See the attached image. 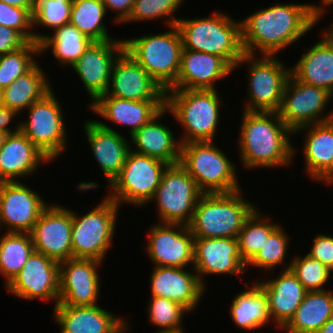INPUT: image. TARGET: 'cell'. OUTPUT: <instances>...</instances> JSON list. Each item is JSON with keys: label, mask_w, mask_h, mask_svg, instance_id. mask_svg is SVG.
<instances>
[{"label": "cell", "mask_w": 333, "mask_h": 333, "mask_svg": "<svg viewBox=\"0 0 333 333\" xmlns=\"http://www.w3.org/2000/svg\"><path fill=\"white\" fill-rule=\"evenodd\" d=\"M49 79L37 62L28 72L1 90V105L14 109L21 115V112L53 89Z\"/></svg>", "instance_id": "cell-33"}, {"label": "cell", "mask_w": 333, "mask_h": 333, "mask_svg": "<svg viewBox=\"0 0 333 333\" xmlns=\"http://www.w3.org/2000/svg\"><path fill=\"white\" fill-rule=\"evenodd\" d=\"M318 333H333V316L324 323Z\"/></svg>", "instance_id": "cell-52"}, {"label": "cell", "mask_w": 333, "mask_h": 333, "mask_svg": "<svg viewBox=\"0 0 333 333\" xmlns=\"http://www.w3.org/2000/svg\"><path fill=\"white\" fill-rule=\"evenodd\" d=\"M43 163L48 165L52 161L21 131L8 134L0 150V182H15L19 181L18 178L30 177Z\"/></svg>", "instance_id": "cell-29"}, {"label": "cell", "mask_w": 333, "mask_h": 333, "mask_svg": "<svg viewBox=\"0 0 333 333\" xmlns=\"http://www.w3.org/2000/svg\"><path fill=\"white\" fill-rule=\"evenodd\" d=\"M331 185L333 186V180L330 182V184L328 186H331Z\"/></svg>", "instance_id": "cell-57"}, {"label": "cell", "mask_w": 333, "mask_h": 333, "mask_svg": "<svg viewBox=\"0 0 333 333\" xmlns=\"http://www.w3.org/2000/svg\"><path fill=\"white\" fill-rule=\"evenodd\" d=\"M233 71L220 56L182 49L179 74L168 89H217V81L226 79Z\"/></svg>", "instance_id": "cell-25"}, {"label": "cell", "mask_w": 333, "mask_h": 333, "mask_svg": "<svg viewBox=\"0 0 333 333\" xmlns=\"http://www.w3.org/2000/svg\"><path fill=\"white\" fill-rule=\"evenodd\" d=\"M88 105L90 111L102 119L116 123L117 126H129L130 137L165 107V100L135 101L103 94Z\"/></svg>", "instance_id": "cell-27"}, {"label": "cell", "mask_w": 333, "mask_h": 333, "mask_svg": "<svg viewBox=\"0 0 333 333\" xmlns=\"http://www.w3.org/2000/svg\"><path fill=\"white\" fill-rule=\"evenodd\" d=\"M169 114L164 107L154 118L130 136L131 150L164 161L168 165L180 163L181 142L175 132L161 119ZM160 121V122H159ZM175 135V136H174ZM135 146V147H134ZM135 149H134V148Z\"/></svg>", "instance_id": "cell-28"}, {"label": "cell", "mask_w": 333, "mask_h": 333, "mask_svg": "<svg viewBox=\"0 0 333 333\" xmlns=\"http://www.w3.org/2000/svg\"><path fill=\"white\" fill-rule=\"evenodd\" d=\"M214 141L181 145L180 164L203 194L231 193L242 189L235 163Z\"/></svg>", "instance_id": "cell-7"}, {"label": "cell", "mask_w": 333, "mask_h": 333, "mask_svg": "<svg viewBox=\"0 0 333 333\" xmlns=\"http://www.w3.org/2000/svg\"><path fill=\"white\" fill-rule=\"evenodd\" d=\"M167 166L162 160L130 150L120 174L107 188V197L120 207L124 204L145 207L153 198Z\"/></svg>", "instance_id": "cell-10"}, {"label": "cell", "mask_w": 333, "mask_h": 333, "mask_svg": "<svg viewBox=\"0 0 333 333\" xmlns=\"http://www.w3.org/2000/svg\"><path fill=\"white\" fill-rule=\"evenodd\" d=\"M28 41L16 30L0 25V55L23 47Z\"/></svg>", "instance_id": "cell-47"}, {"label": "cell", "mask_w": 333, "mask_h": 333, "mask_svg": "<svg viewBox=\"0 0 333 333\" xmlns=\"http://www.w3.org/2000/svg\"><path fill=\"white\" fill-rule=\"evenodd\" d=\"M107 13L102 0H73L69 23L92 41L116 39L104 23Z\"/></svg>", "instance_id": "cell-37"}, {"label": "cell", "mask_w": 333, "mask_h": 333, "mask_svg": "<svg viewBox=\"0 0 333 333\" xmlns=\"http://www.w3.org/2000/svg\"><path fill=\"white\" fill-rule=\"evenodd\" d=\"M243 190L202 194L188 227L194 238H237L246 219L257 208Z\"/></svg>", "instance_id": "cell-5"}, {"label": "cell", "mask_w": 333, "mask_h": 333, "mask_svg": "<svg viewBox=\"0 0 333 333\" xmlns=\"http://www.w3.org/2000/svg\"><path fill=\"white\" fill-rule=\"evenodd\" d=\"M321 3V4H320ZM318 5L311 3V9L313 12L314 17L316 18V20L319 22L326 14L327 10L331 7V5L333 6V0H321ZM328 7V9H327Z\"/></svg>", "instance_id": "cell-50"}, {"label": "cell", "mask_w": 333, "mask_h": 333, "mask_svg": "<svg viewBox=\"0 0 333 333\" xmlns=\"http://www.w3.org/2000/svg\"><path fill=\"white\" fill-rule=\"evenodd\" d=\"M149 280L150 296L177 302L191 314L206 293L194 268L153 266Z\"/></svg>", "instance_id": "cell-24"}, {"label": "cell", "mask_w": 333, "mask_h": 333, "mask_svg": "<svg viewBox=\"0 0 333 333\" xmlns=\"http://www.w3.org/2000/svg\"><path fill=\"white\" fill-rule=\"evenodd\" d=\"M330 102L328 90L302 83L290 74L277 113L294 133L299 128L330 121L331 113L327 109Z\"/></svg>", "instance_id": "cell-13"}, {"label": "cell", "mask_w": 333, "mask_h": 333, "mask_svg": "<svg viewBox=\"0 0 333 333\" xmlns=\"http://www.w3.org/2000/svg\"><path fill=\"white\" fill-rule=\"evenodd\" d=\"M219 93L218 89L165 91V108L183 129L182 136L178 137L181 144L215 141L223 105Z\"/></svg>", "instance_id": "cell-3"}, {"label": "cell", "mask_w": 333, "mask_h": 333, "mask_svg": "<svg viewBox=\"0 0 333 333\" xmlns=\"http://www.w3.org/2000/svg\"><path fill=\"white\" fill-rule=\"evenodd\" d=\"M19 299L59 303V262L33 251L20 272L5 287Z\"/></svg>", "instance_id": "cell-16"}, {"label": "cell", "mask_w": 333, "mask_h": 333, "mask_svg": "<svg viewBox=\"0 0 333 333\" xmlns=\"http://www.w3.org/2000/svg\"><path fill=\"white\" fill-rule=\"evenodd\" d=\"M261 57V58H260ZM279 56L244 54L234 71L247 65L248 89L244 111L277 112L280 108L284 87L291 74ZM237 67V68H236ZM249 71V72H248Z\"/></svg>", "instance_id": "cell-9"}, {"label": "cell", "mask_w": 333, "mask_h": 333, "mask_svg": "<svg viewBox=\"0 0 333 333\" xmlns=\"http://www.w3.org/2000/svg\"><path fill=\"white\" fill-rule=\"evenodd\" d=\"M8 5L28 9L32 14L34 12L35 0H0Z\"/></svg>", "instance_id": "cell-51"}, {"label": "cell", "mask_w": 333, "mask_h": 333, "mask_svg": "<svg viewBox=\"0 0 333 333\" xmlns=\"http://www.w3.org/2000/svg\"><path fill=\"white\" fill-rule=\"evenodd\" d=\"M331 94V103L333 104V91L330 93ZM331 113V121H333V110H330Z\"/></svg>", "instance_id": "cell-54"}, {"label": "cell", "mask_w": 333, "mask_h": 333, "mask_svg": "<svg viewBox=\"0 0 333 333\" xmlns=\"http://www.w3.org/2000/svg\"><path fill=\"white\" fill-rule=\"evenodd\" d=\"M20 181L0 182V231L30 233L49 205L43 196Z\"/></svg>", "instance_id": "cell-15"}, {"label": "cell", "mask_w": 333, "mask_h": 333, "mask_svg": "<svg viewBox=\"0 0 333 333\" xmlns=\"http://www.w3.org/2000/svg\"><path fill=\"white\" fill-rule=\"evenodd\" d=\"M40 43L28 41L23 47L0 55V90L28 72L39 60Z\"/></svg>", "instance_id": "cell-40"}, {"label": "cell", "mask_w": 333, "mask_h": 333, "mask_svg": "<svg viewBox=\"0 0 333 333\" xmlns=\"http://www.w3.org/2000/svg\"><path fill=\"white\" fill-rule=\"evenodd\" d=\"M242 112L237 148L244 169H275L292 165L298 152L290 141L294 133L278 113Z\"/></svg>", "instance_id": "cell-2"}, {"label": "cell", "mask_w": 333, "mask_h": 333, "mask_svg": "<svg viewBox=\"0 0 333 333\" xmlns=\"http://www.w3.org/2000/svg\"><path fill=\"white\" fill-rule=\"evenodd\" d=\"M302 132L306 176L328 186L333 180V121L299 128L294 135Z\"/></svg>", "instance_id": "cell-26"}, {"label": "cell", "mask_w": 333, "mask_h": 333, "mask_svg": "<svg viewBox=\"0 0 333 333\" xmlns=\"http://www.w3.org/2000/svg\"><path fill=\"white\" fill-rule=\"evenodd\" d=\"M83 124L92 156L109 186L122 170L131 150L130 140L103 121L88 119Z\"/></svg>", "instance_id": "cell-21"}, {"label": "cell", "mask_w": 333, "mask_h": 333, "mask_svg": "<svg viewBox=\"0 0 333 333\" xmlns=\"http://www.w3.org/2000/svg\"><path fill=\"white\" fill-rule=\"evenodd\" d=\"M106 11L113 12L115 16L113 17V22L122 25L130 16L134 0H102Z\"/></svg>", "instance_id": "cell-48"}, {"label": "cell", "mask_w": 333, "mask_h": 333, "mask_svg": "<svg viewBox=\"0 0 333 333\" xmlns=\"http://www.w3.org/2000/svg\"><path fill=\"white\" fill-rule=\"evenodd\" d=\"M157 333V332H155ZM158 333H185V330L173 331V332H158Z\"/></svg>", "instance_id": "cell-55"}, {"label": "cell", "mask_w": 333, "mask_h": 333, "mask_svg": "<svg viewBox=\"0 0 333 333\" xmlns=\"http://www.w3.org/2000/svg\"><path fill=\"white\" fill-rule=\"evenodd\" d=\"M333 316V291L307 292L290 321L280 330L286 333H318Z\"/></svg>", "instance_id": "cell-34"}, {"label": "cell", "mask_w": 333, "mask_h": 333, "mask_svg": "<svg viewBox=\"0 0 333 333\" xmlns=\"http://www.w3.org/2000/svg\"><path fill=\"white\" fill-rule=\"evenodd\" d=\"M0 25L13 28L27 41H34L33 16L28 9L0 1Z\"/></svg>", "instance_id": "cell-45"}, {"label": "cell", "mask_w": 333, "mask_h": 333, "mask_svg": "<svg viewBox=\"0 0 333 333\" xmlns=\"http://www.w3.org/2000/svg\"><path fill=\"white\" fill-rule=\"evenodd\" d=\"M72 210L50 203L30 232L34 251L62 262L72 258Z\"/></svg>", "instance_id": "cell-18"}, {"label": "cell", "mask_w": 333, "mask_h": 333, "mask_svg": "<svg viewBox=\"0 0 333 333\" xmlns=\"http://www.w3.org/2000/svg\"><path fill=\"white\" fill-rule=\"evenodd\" d=\"M193 268L205 289L207 275L241 276L243 282L241 279L247 271L239 253L238 239L228 237L194 238Z\"/></svg>", "instance_id": "cell-19"}, {"label": "cell", "mask_w": 333, "mask_h": 333, "mask_svg": "<svg viewBox=\"0 0 333 333\" xmlns=\"http://www.w3.org/2000/svg\"><path fill=\"white\" fill-rule=\"evenodd\" d=\"M103 262L96 259L71 258L59 263V303L57 305H97Z\"/></svg>", "instance_id": "cell-17"}, {"label": "cell", "mask_w": 333, "mask_h": 333, "mask_svg": "<svg viewBox=\"0 0 333 333\" xmlns=\"http://www.w3.org/2000/svg\"><path fill=\"white\" fill-rule=\"evenodd\" d=\"M149 298V303L146 305L148 319L152 325L158 327L157 333L184 330L182 321L186 314L190 313L185 307L167 298L155 296Z\"/></svg>", "instance_id": "cell-41"}, {"label": "cell", "mask_w": 333, "mask_h": 333, "mask_svg": "<svg viewBox=\"0 0 333 333\" xmlns=\"http://www.w3.org/2000/svg\"><path fill=\"white\" fill-rule=\"evenodd\" d=\"M73 0H35L33 16L34 42L36 27L53 30L68 24Z\"/></svg>", "instance_id": "cell-44"}, {"label": "cell", "mask_w": 333, "mask_h": 333, "mask_svg": "<svg viewBox=\"0 0 333 333\" xmlns=\"http://www.w3.org/2000/svg\"><path fill=\"white\" fill-rule=\"evenodd\" d=\"M269 300L270 317L281 330L294 316L308 292L291 269L282 270L271 279H256Z\"/></svg>", "instance_id": "cell-31"}, {"label": "cell", "mask_w": 333, "mask_h": 333, "mask_svg": "<svg viewBox=\"0 0 333 333\" xmlns=\"http://www.w3.org/2000/svg\"><path fill=\"white\" fill-rule=\"evenodd\" d=\"M282 224L268 237L265 244L258 253L246 264V269H262L264 273L273 274L277 266L281 265L283 270L290 266L282 265L286 261L289 248L290 235L287 234ZM250 267V268H247ZM273 270V271H272ZM268 271V272H267ZM272 271V272H271ZM271 272V273H270Z\"/></svg>", "instance_id": "cell-39"}, {"label": "cell", "mask_w": 333, "mask_h": 333, "mask_svg": "<svg viewBox=\"0 0 333 333\" xmlns=\"http://www.w3.org/2000/svg\"><path fill=\"white\" fill-rule=\"evenodd\" d=\"M245 289L234 296L229 306L232 322L246 332L258 331L267 324H273L269 300L260 284L253 281L247 288L245 286Z\"/></svg>", "instance_id": "cell-32"}, {"label": "cell", "mask_w": 333, "mask_h": 333, "mask_svg": "<svg viewBox=\"0 0 333 333\" xmlns=\"http://www.w3.org/2000/svg\"><path fill=\"white\" fill-rule=\"evenodd\" d=\"M1 233L0 276L4 278L6 287L23 268L34 247L30 233Z\"/></svg>", "instance_id": "cell-36"}, {"label": "cell", "mask_w": 333, "mask_h": 333, "mask_svg": "<svg viewBox=\"0 0 333 333\" xmlns=\"http://www.w3.org/2000/svg\"><path fill=\"white\" fill-rule=\"evenodd\" d=\"M202 194L186 169L177 163L168 165L163 172L150 204L152 201L156 203L158 222L188 225Z\"/></svg>", "instance_id": "cell-12"}, {"label": "cell", "mask_w": 333, "mask_h": 333, "mask_svg": "<svg viewBox=\"0 0 333 333\" xmlns=\"http://www.w3.org/2000/svg\"><path fill=\"white\" fill-rule=\"evenodd\" d=\"M56 96L52 89L25 110L26 120L20 121V131L52 162L66 153L69 144L63 109Z\"/></svg>", "instance_id": "cell-11"}, {"label": "cell", "mask_w": 333, "mask_h": 333, "mask_svg": "<svg viewBox=\"0 0 333 333\" xmlns=\"http://www.w3.org/2000/svg\"><path fill=\"white\" fill-rule=\"evenodd\" d=\"M52 317L60 333H126L130 321L115 312L102 308L99 304L90 306L56 305Z\"/></svg>", "instance_id": "cell-22"}, {"label": "cell", "mask_w": 333, "mask_h": 333, "mask_svg": "<svg viewBox=\"0 0 333 333\" xmlns=\"http://www.w3.org/2000/svg\"><path fill=\"white\" fill-rule=\"evenodd\" d=\"M185 0H134L129 18L124 23L154 21L165 18L167 27L176 25L180 17L175 13L182 7Z\"/></svg>", "instance_id": "cell-43"}, {"label": "cell", "mask_w": 333, "mask_h": 333, "mask_svg": "<svg viewBox=\"0 0 333 333\" xmlns=\"http://www.w3.org/2000/svg\"><path fill=\"white\" fill-rule=\"evenodd\" d=\"M178 27L183 49L200 51L224 58L233 68L243 57L240 20L214 10L198 18L180 17Z\"/></svg>", "instance_id": "cell-4"}, {"label": "cell", "mask_w": 333, "mask_h": 333, "mask_svg": "<svg viewBox=\"0 0 333 333\" xmlns=\"http://www.w3.org/2000/svg\"><path fill=\"white\" fill-rule=\"evenodd\" d=\"M308 255L319 260L333 272V236L330 234L318 233L312 241Z\"/></svg>", "instance_id": "cell-46"}, {"label": "cell", "mask_w": 333, "mask_h": 333, "mask_svg": "<svg viewBox=\"0 0 333 333\" xmlns=\"http://www.w3.org/2000/svg\"><path fill=\"white\" fill-rule=\"evenodd\" d=\"M293 255L292 259H290L291 262H286L285 264L290 266V269L297 276V279L304 288L308 292L326 290L327 287L325 285L329 284L333 272L307 253L304 256Z\"/></svg>", "instance_id": "cell-42"}, {"label": "cell", "mask_w": 333, "mask_h": 333, "mask_svg": "<svg viewBox=\"0 0 333 333\" xmlns=\"http://www.w3.org/2000/svg\"><path fill=\"white\" fill-rule=\"evenodd\" d=\"M328 27L333 31V23L329 24Z\"/></svg>", "instance_id": "cell-56"}, {"label": "cell", "mask_w": 333, "mask_h": 333, "mask_svg": "<svg viewBox=\"0 0 333 333\" xmlns=\"http://www.w3.org/2000/svg\"><path fill=\"white\" fill-rule=\"evenodd\" d=\"M18 115L20 114L16 110L0 105V130L6 132L7 134L19 132L20 120L16 121L17 123H15V128L9 126Z\"/></svg>", "instance_id": "cell-49"}, {"label": "cell", "mask_w": 333, "mask_h": 333, "mask_svg": "<svg viewBox=\"0 0 333 333\" xmlns=\"http://www.w3.org/2000/svg\"><path fill=\"white\" fill-rule=\"evenodd\" d=\"M7 133L6 132H3L0 130V150H1V147L3 146L4 142H5V139L7 137Z\"/></svg>", "instance_id": "cell-53"}, {"label": "cell", "mask_w": 333, "mask_h": 333, "mask_svg": "<svg viewBox=\"0 0 333 333\" xmlns=\"http://www.w3.org/2000/svg\"><path fill=\"white\" fill-rule=\"evenodd\" d=\"M124 51L123 39L93 41L85 53L70 67L81 80L89 95L90 104L106 93L112 67L118 56Z\"/></svg>", "instance_id": "cell-20"}, {"label": "cell", "mask_w": 333, "mask_h": 333, "mask_svg": "<svg viewBox=\"0 0 333 333\" xmlns=\"http://www.w3.org/2000/svg\"><path fill=\"white\" fill-rule=\"evenodd\" d=\"M325 32H324V31ZM321 40L308 47L291 67V74L300 82L333 91V31L322 29Z\"/></svg>", "instance_id": "cell-30"}, {"label": "cell", "mask_w": 333, "mask_h": 333, "mask_svg": "<svg viewBox=\"0 0 333 333\" xmlns=\"http://www.w3.org/2000/svg\"><path fill=\"white\" fill-rule=\"evenodd\" d=\"M108 96L127 100H165L163 88L125 50L115 60Z\"/></svg>", "instance_id": "cell-23"}, {"label": "cell", "mask_w": 333, "mask_h": 333, "mask_svg": "<svg viewBox=\"0 0 333 333\" xmlns=\"http://www.w3.org/2000/svg\"><path fill=\"white\" fill-rule=\"evenodd\" d=\"M259 210L260 208H256L246 219L237 237L239 253L245 264L258 253L268 237L280 226L278 222L274 223L272 217L269 218Z\"/></svg>", "instance_id": "cell-38"}, {"label": "cell", "mask_w": 333, "mask_h": 333, "mask_svg": "<svg viewBox=\"0 0 333 333\" xmlns=\"http://www.w3.org/2000/svg\"><path fill=\"white\" fill-rule=\"evenodd\" d=\"M156 223L150 227L149 241L144 248L153 266L193 268L194 236L188 225Z\"/></svg>", "instance_id": "cell-14"}, {"label": "cell", "mask_w": 333, "mask_h": 333, "mask_svg": "<svg viewBox=\"0 0 333 333\" xmlns=\"http://www.w3.org/2000/svg\"><path fill=\"white\" fill-rule=\"evenodd\" d=\"M50 33L52 35L36 32V42L40 43V56L51 51L60 67H69L74 64L93 42L80 32L74 25L68 23Z\"/></svg>", "instance_id": "cell-35"}, {"label": "cell", "mask_w": 333, "mask_h": 333, "mask_svg": "<svg viewBox=\"0 0 333 333\" xmlns=\"http://www.w3.org/2000/svg\"><path fill=\"white\" fill-rule=\"evenodd\" d=\"M125 38L124 50L166 91L180 70L183 49L180 31L176 25L159 34Z\"/></svg>", "instance_id": "cell-6"}, {"label": "cell", "mask_w": 333, "mask_h": 333, "mask_svg": "<svg viewBox=\"0 0 333 333\" xmlns=\"http://www.w3.org/2000/svg\"><path fill=\"white\" fill-rule=\"evenodd\" d=\"M240 23L245 54L278 56L283 49L308 35L319 22L313 15L311 3L284 2L262 7L242 18Z\"/></svg>", "instance_id": "cell-1"}, {"label": "cell", "mask_w": 333, "mask_h": 333, "mask_svg": "<svg viewBox=\"0 0 333 333\" xmlns=\"http://www.w3.org/2000/svg\"><path fill=\"white\" fill-rule=\"evenodd\" d=\"M94 207L81 216L72 211V258L96 259L104 263L114 244L121 207L107 196Z\"/></svg>", "instance_id": "cell-8"}]
</instances>
